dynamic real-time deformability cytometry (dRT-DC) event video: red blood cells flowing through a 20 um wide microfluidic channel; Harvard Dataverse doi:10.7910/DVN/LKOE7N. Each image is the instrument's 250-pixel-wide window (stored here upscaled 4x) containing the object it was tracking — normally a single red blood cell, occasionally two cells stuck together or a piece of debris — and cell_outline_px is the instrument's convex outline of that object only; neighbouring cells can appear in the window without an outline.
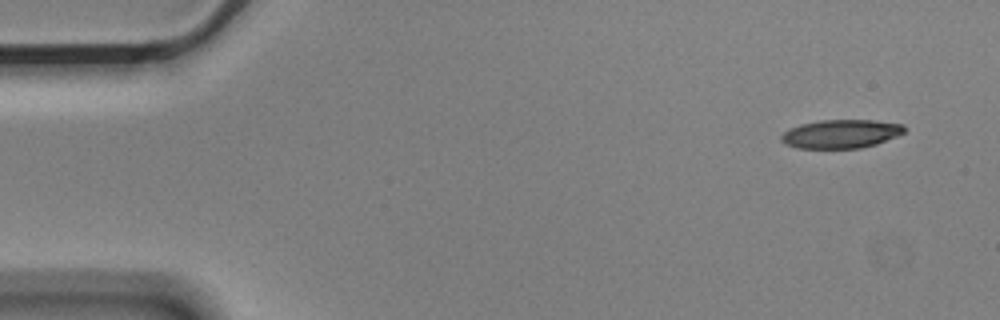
{"species": "Egyptian fruit bat (a non-hibernating species)", "species_latin": "Rousettus aegyptiacus", "temperature_condition": "cold", "stored_images_in_passage": 6, "camera_frame_rate_fps": 3000, "um_per_image_px": 0.085, "animal": {"sex": "male"}, "frame": {"image": 1, "passage_image": 1, "time_ms": 0.0, "image_size_px": [1000, 320], "cell_outline_px": [[908, 128], [904, 132], [896, 136], [876, 144], [860, 148], [796, 148], [784, 144], [780, 140], [780, 136], [788, 128], [800, 124], [820, 120], [872, 120], [904, 124]], "centroid_in_image_um": [71.46, 11.37], "position_along_channel_um": 13.5, "area_um2": 20.69}}
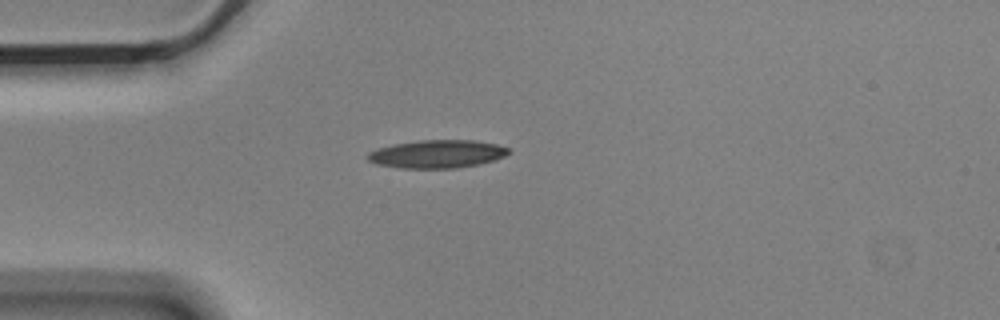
{"frame": {"image": 2, "passage_image": 4, "time_ms": 1.0, "image_size_px": [1000, 320], "cell_outline_px": [[512, 152], [504, 156], [480, 164], [456, 168], [400, 168], [376, 164], [368, 160], [368, 152], [376, 148], [392, 144], [420, 140], [472, 140], [496, 144], [508, 148]], "centroid_in_image_um": [37.13, 13.09], "position_along_channel_um": 47.9, "area_um2": 23.06}}
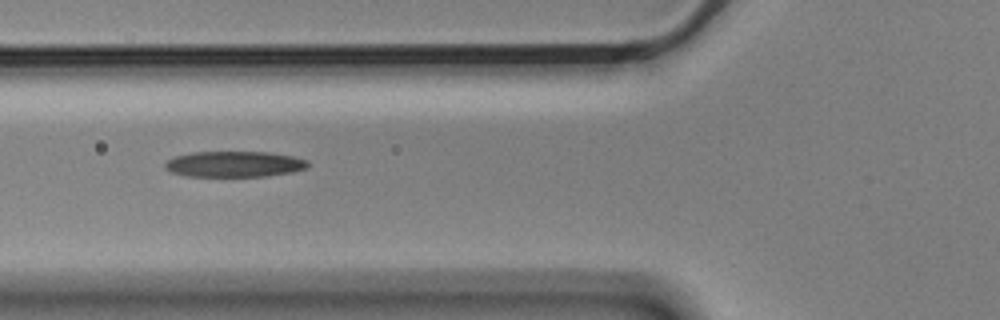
{"frame": {"image": 3, "passage_image": 6, "time_ms": 1.667, "image_size_px": [1000, 320], "cell_outline_px": [[308, 164], [304, 168], [292, 172], [268, 176], [188, 176], [172, 172], [164, 168], [164, 164], [168, 160], [176, 156], [192, 152], [268, 152], [292, 156], [308, 160]], "centroid_in_image_um": [19.91, 13.95], "position_along_channel_um": 105.9, "area_um2": 21.33}}